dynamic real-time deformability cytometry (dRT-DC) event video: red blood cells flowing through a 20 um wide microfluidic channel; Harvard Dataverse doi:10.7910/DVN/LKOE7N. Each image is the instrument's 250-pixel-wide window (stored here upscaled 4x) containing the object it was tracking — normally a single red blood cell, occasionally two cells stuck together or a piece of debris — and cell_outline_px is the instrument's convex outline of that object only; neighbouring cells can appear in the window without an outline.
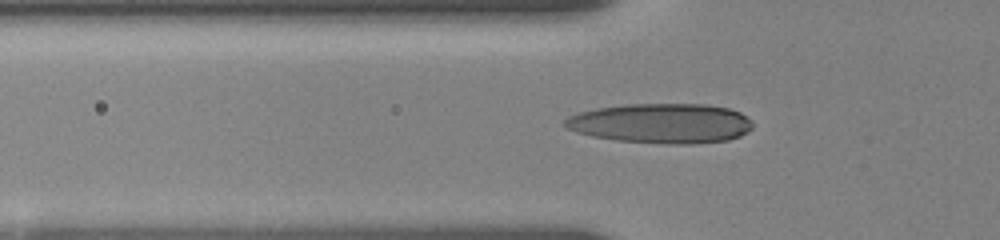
{"species": "human", "species_latin": "Homo sapiens", "temperature_condition": "room temperature", "stored_images_in_passage": 8, "camera_frame_rate_fps": 3000, "um_per_image_px": 0.085, "donor": {"sex": "female"}, "frame": {"image": 1, "passage_image": 7, "time_ms": 3.333, "image_size_px": [1000, 240], "cell_outline_px": [[752, 128], [748, 132], [740, 136], [728, 140], [692, 144], [668, 144], [616, 140], [592, 136], [576, 132], [568, 128], [564, 124], [564, 120], [568, 116], [580, 112], [596, 108], [624, 104], [704, 104], [728, 108], [740, 112], [752, 120]], "centroid_in_image_um": [56.22, 10.48], "position_along_channel_um": 69.6, "area_um2": 43.75}}